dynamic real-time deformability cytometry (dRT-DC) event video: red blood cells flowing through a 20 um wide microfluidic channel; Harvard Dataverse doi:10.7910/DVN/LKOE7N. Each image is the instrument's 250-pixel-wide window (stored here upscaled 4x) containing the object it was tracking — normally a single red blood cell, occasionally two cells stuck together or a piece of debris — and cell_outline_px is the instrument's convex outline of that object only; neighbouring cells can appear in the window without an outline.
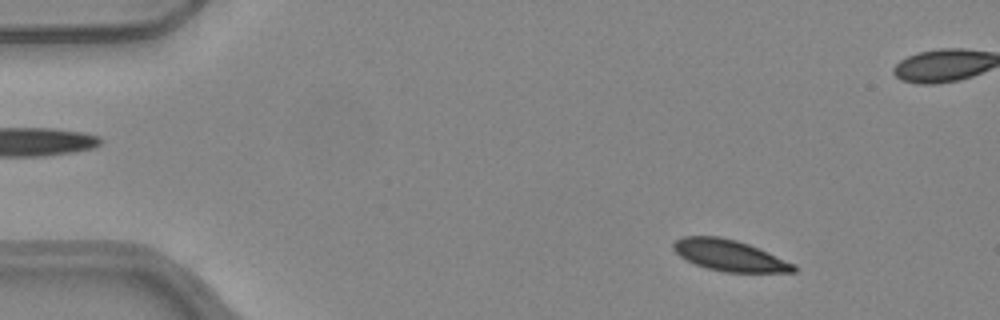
{"species": "common noctule bat (a hibernating species)", "species_latin": "Nyctalus noctula", "temperature_condition": "warm", "stored_images_in_passage": 52, "camera_frame_rate_fps": 3000, "um_per_image_px": 0.085, "animal": {"sex": "female", "body_mass_g": 24.6, "forearm_length_mm": 56.2}, "frame": {"image": 1, "passage_image": 6, "time_ms": 1.667, "image_size_px": [1000, 320], "cell_outline_px": [[796, 272], [724, 272], [708, 268], [696, 264], [680, 256], [672, 248], [672, 244], [676, 240], [684, 236], [720, 236], [736, 240], [760, 248], [796, 264]], "centroid_in_image_um": [62.03, 21.7], "position_along_channel_um": 23.0, "area_um2": 21.85}}
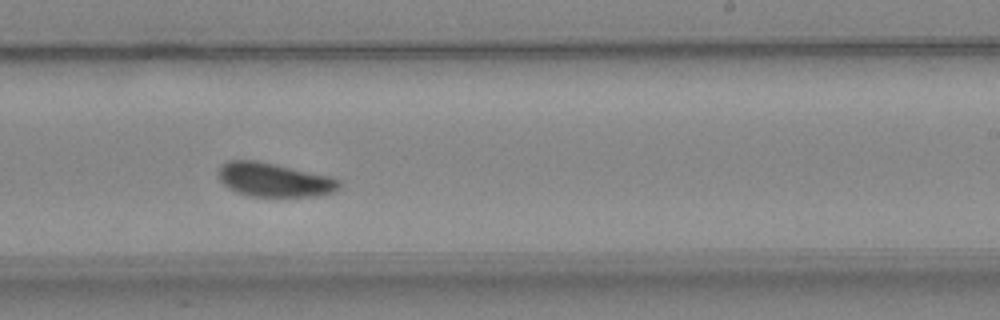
{"frame": {"image": 2, "passage_image": 31, "time_ms": 10.0, "image_size_px": [1000, 320], "cell_outline_px": [[340, 188], [332, 192], [320, 196], [248, 196], [236, 192], [228, 188], [220, 180], [216, 172], [220, 164], [228, 160], [256, 160], [328, 176], [340, 180]], "centroid_in_image_um": [23.24, 15.28], "position_along_channel_um": 265.8, "area_um2": 23.87}}
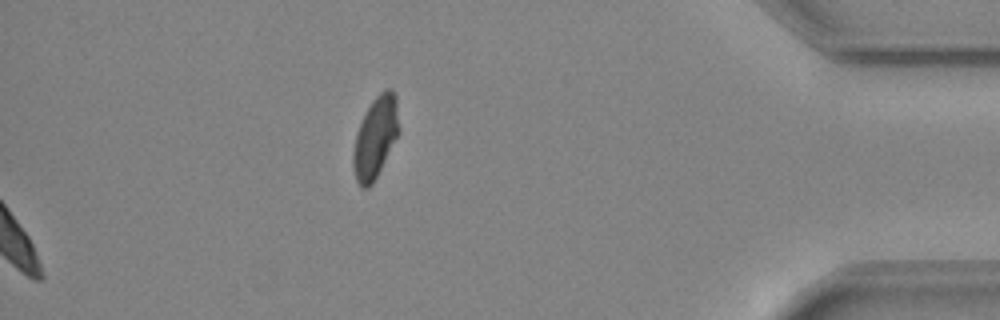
{"frame": {"image": 3, "passage_image": 52, "time_ms": 17.0, "image_size_px": [1000, 320], "cell_outline_px": [[400, 132], [372, 184], [368, 188], [360, 188], [356, 180], [352, 164], [352, 156], [356, 132], [372, 100], [380, 92], [388, 88], [392, 88], [396, 96], [400, 128]], "centroid_in_image_um": [31.92, 11.68], "position_along_channel_um": 403.3, "area_um2": 21.73}, "authors_computed_cell_mechanics": {"area_um2": 23.3801, "velocity_mm_per_s": 3.9563, "shape_relaxation_time_tau1_ms": 2.4391, "shape_relaxation_time_tau2_ms": null, "deformation_change_tau1": 0.0828, "deformation_change_tau2": null}}